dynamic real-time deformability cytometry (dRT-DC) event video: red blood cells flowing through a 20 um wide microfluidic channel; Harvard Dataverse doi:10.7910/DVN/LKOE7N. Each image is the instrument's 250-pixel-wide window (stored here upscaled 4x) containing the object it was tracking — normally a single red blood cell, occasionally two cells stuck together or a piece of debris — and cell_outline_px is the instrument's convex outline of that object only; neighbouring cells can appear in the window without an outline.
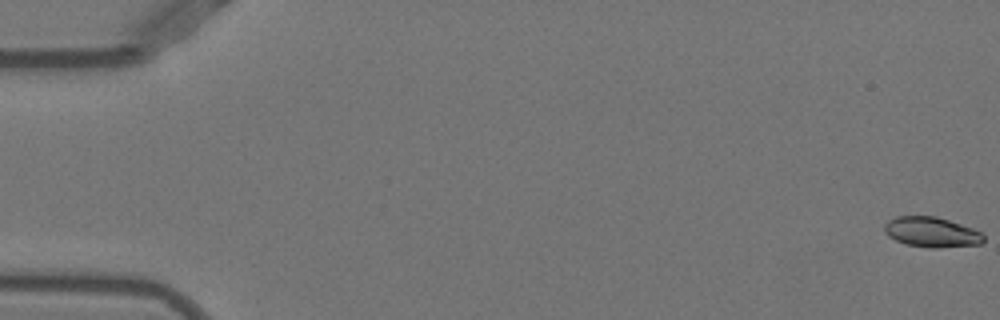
{"species": "Egyptian fruit bat (a non-hibernating species)", "species_latin": "Rousettus aegyptiacus", "temperature_condition": "warm", "stored_images_in_passage": 53, "camera_frame_rate_fps": 3000, "um_per_image_px": 0.085, "animal": {"sex": "female"}, "frame": {"image": 1, "passage_image": 1, "time_ms": 0.0, "image_size_px": [1000, 320], "cell_outline_px": [[984, 240], [980, 244], [936, 248], [928, 248], [908, 244], [896, 240], [888, 236], [884, 232], [884, 224], [888, 220], [896, 216], [936, 216], [972, 228], [980, 232], [984, 236]], "centroid_in_image_um": [79.15, 19.73], "position_along_channel_um": 5.8, "area_um2": 17.34}}
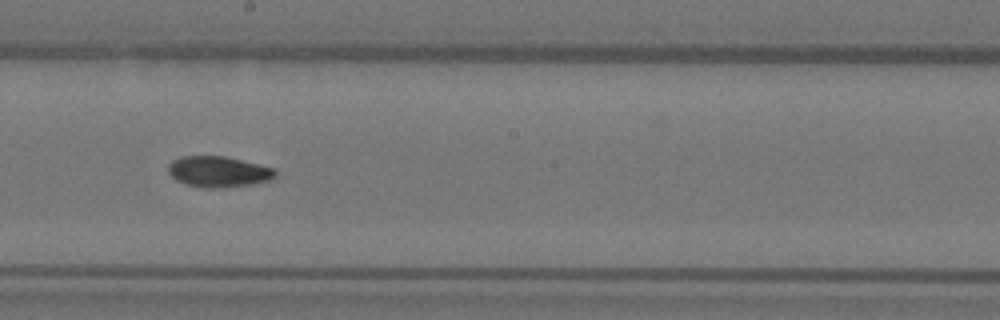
{"frame": {"image": 2, "passage_image": 30, "time_ms": 9.667, "image_size_px": [1000, 320], "cell_outline_px": [[276, 176], [272, 180], [252, 184], [224, 188], [204, 188], [184, 184], [176, 180], [168, 172], [168, 164], [172, 160], [180, 156], [224, 156], [276, 168]], "centroid_in_image_um": [18.57, 14.6], "position_along_channel_um": 229.6, "area_um2": 19.54}}
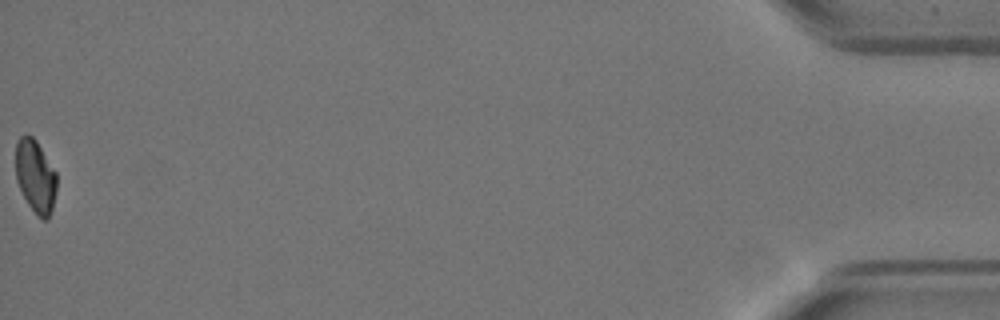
{"frame": {"image": 3, "passage_image": 53, "time_ms": 17.333, "image_size_px": [1000, 320], "cell_outline_px": [[56, 192], [52, 208], [48, 220], [44, 220], [36, 216], [28, 204], [16, 180], [16, 144], [20, 136], [32, 136], [36, 140], [56, 172]], "centroid_in_image_um": [3.02, 15.02], "position_along_channel_um": 432.2, "area_um2": 17.34}, "authors_computed_cell_mechanics": {"area_um2": 18.785, "velocity_mm_per_s": 3.9371, "shape_relaxation_time_tau1_ms": 10.6076, "shape_relaxation_time_tau2_ms": 10.4203, "deformation_change_tau1": 0.2769, "deformation_change_tau2": 0.1389}}